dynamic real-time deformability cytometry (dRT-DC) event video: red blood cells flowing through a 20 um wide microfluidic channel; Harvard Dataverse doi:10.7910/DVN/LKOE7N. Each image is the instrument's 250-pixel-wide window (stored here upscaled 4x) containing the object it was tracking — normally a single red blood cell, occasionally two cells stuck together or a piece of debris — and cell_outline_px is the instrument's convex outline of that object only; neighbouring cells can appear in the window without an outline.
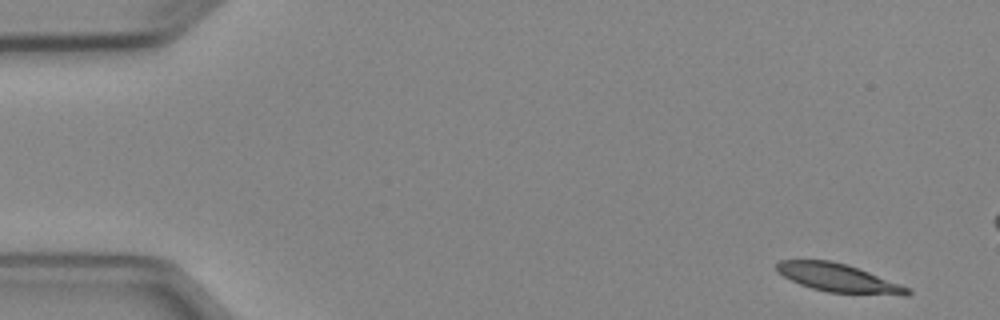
{"species": "Egyptian fruit bat (a non-hibernating species)", "species_latin": "Rousettus aegyptiacus", "temperature_condition": "cold", "stored_images_in_passage": 5, "camera_frame_rate_fps": 3000, "um_per_image_px": 0.085, "animal": {"sex": "female"}, "frame": {"image": 1, "passage_image": 1, "time_ms": 0.0, "image_size_px": [1000, 320], "cell_outline_px": [[912, 292], [908, 296], [904, 296], [828, 292], [812, 288], [800, 284], [776, 272], [776, 264], [780, 260], [828, 260], [848, 264], [912, 288]], "centroid_in_image_um": [71.33, 23.63], "position_along_channel_um": 13.7, "area_um2": 21.79}}
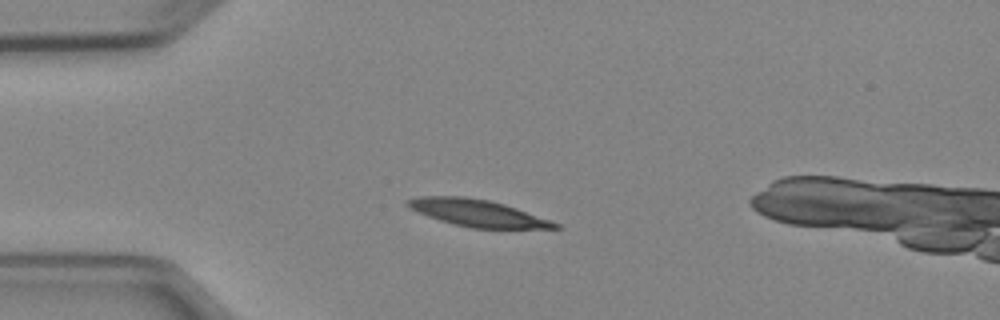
{"frame": {"image": 2, "passage_image": 4, "time_ms": 3.333, "image_size_px": [1000, 320], "cell_outline_px": [[560, 228], [472, 228], [452, 224], [428, 216], [404, 204], [408, 200], [420, 196], [464, 196], [488, 200], [504, 204], [516, 208], [560, 224]], "centroid_in_image_um": [40.57, 18.1], "position_along_channel_um": 44.4, "area_um2": 22.66}}